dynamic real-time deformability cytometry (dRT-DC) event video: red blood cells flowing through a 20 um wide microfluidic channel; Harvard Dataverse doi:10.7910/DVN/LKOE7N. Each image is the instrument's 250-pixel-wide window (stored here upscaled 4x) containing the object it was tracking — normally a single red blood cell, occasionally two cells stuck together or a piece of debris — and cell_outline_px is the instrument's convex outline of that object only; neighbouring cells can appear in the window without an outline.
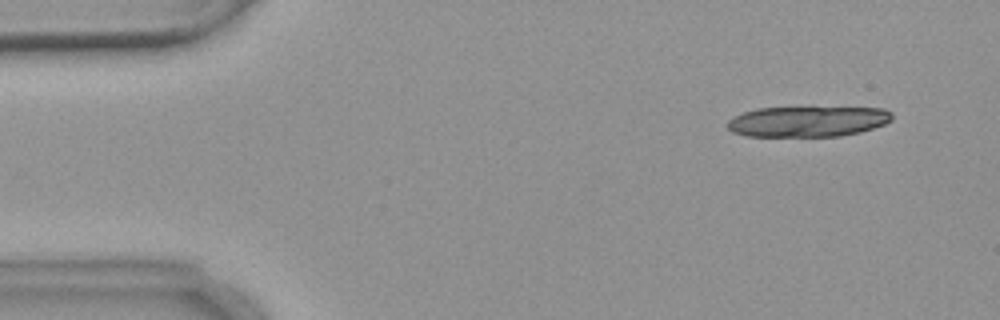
{"species": "common noctule bat (a hibernating species)", "species_latin": "Nyctalus noctula", "temperature_condition": "warm", "stored_images_in_passage": 6, "camera_frame_rate_fps": 3000, "um_per_image_px": 0.085, "animal": {"sex": "female", "body_mass_g": 18.4}, "frame": {"image": 1, "passage_image": 1, "time_ms": 0.0, "image_size_px": [1000, 320], "cell_outline_px": [[892, 120], [884, 124], [860, 132], [840, 136], [748, 136], [732, 132], [724, 124], [732, 116], [756, 108], [884, 108], [892, 112]], "centroid_in_image_um": [68.62, 10.33], "position_along_channel_um": 16.4, "area_um2": 29.3}}
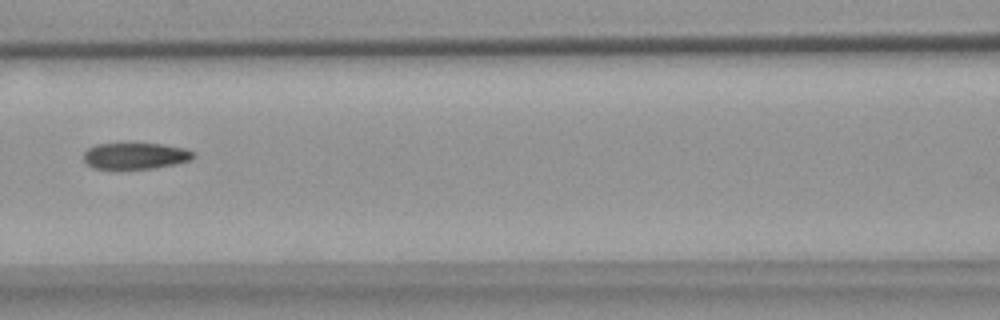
{"frame": {"image": 2, "passage_image": 6, "time_ms": 6.667, "image_size_px": [1000, 320], "cell_outline_px": [[196, 156], [192, 160], [176, 164], [152, 168], [116, 172], [112, 172], [92, 168], [84, 160], [84, 152], [88, 148], [96, 144], [160, 144], [184, 148], [196, 152]], "centroid_in_image_um": [11.48, 13.31], "position_along_channel_um": 155.1, "area_um2": 17.63}}